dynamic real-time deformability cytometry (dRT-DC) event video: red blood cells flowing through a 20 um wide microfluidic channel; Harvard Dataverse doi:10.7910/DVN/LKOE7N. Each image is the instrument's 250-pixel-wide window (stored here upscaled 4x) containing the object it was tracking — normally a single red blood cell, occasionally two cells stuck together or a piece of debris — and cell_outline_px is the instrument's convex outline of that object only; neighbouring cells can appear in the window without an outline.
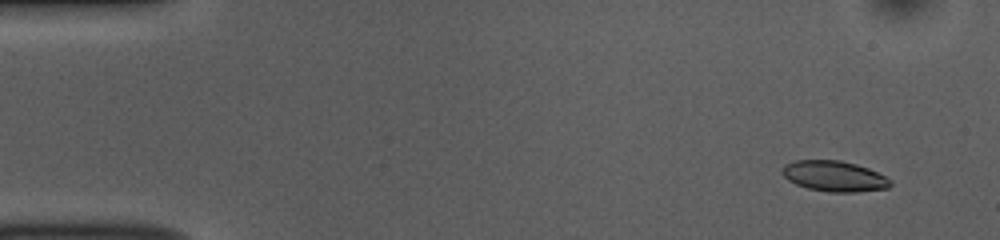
{"species": "common noctule bat (a hibernating species)", "species_latin": "Nyctalus noctula", "temperature_condition": "room temperature", "stored_images_in_passage": 54, "camera_frame_rate_fps": 3000, "um_per_image_px": 0.085, "animal": {"sex": "female", "body_mass_g": 10.0, "forearm_length_mm": 53.1}, "frame": {"image": 1, "passage_image": 4, "time_ms": 1.0, "image_size_px": [1000, 240], "cell_outline_px": [[892, 184], [888, 188], [856, 192], [828, 192], [808, 188], [796, 184], [788, 180], [784, 176], [784, 164], [796, 160], [840, 160], [856, 164], [868, 168], [892, 180]], "centroid_in_image_um": [70.93, 14.98], "position_along_channel_um": 14.1, "area_um2": 19.19}}
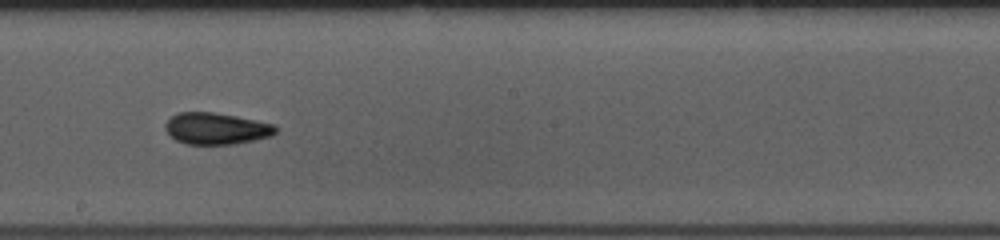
{"frame": {"image": 2, "passage_image": 30, "time_ms": 9.667, "image_size_px": [1000, 240], "cell_outline_px": [[276, 132], [272, 136], [256, 140], [236, 144], [188, 144], [176, 140], [164, 128], [164, 124], [172, 116], [180, 112], [212, 112], [236, 116], [276, 124]], "centroid_in_image_um": [18.42, 10.93], "position_along_channel_um": 229.8, "area_um2": 20.35}}
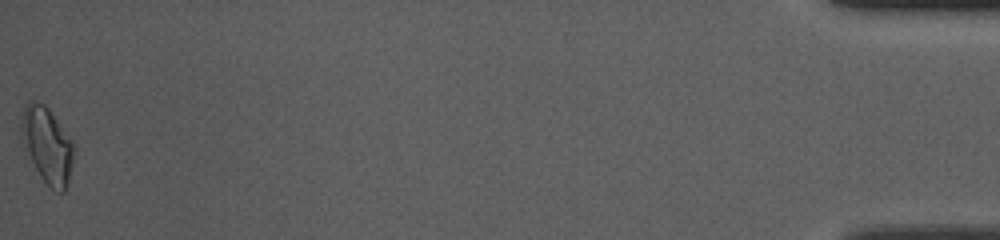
{"frame": {"image": 3, "passage_image": 54, "time_ms": 17.667, "image_size_px": [1000, 240], "cell_outline_px": [[76, 148], [68, 180], [64, 192], [56, 192], [28, 164], [20, 144], [20, 124], [24, 108], [32, 100], [44, 104], [48, 108], [72, 140]], "centroid_in_image_um": [3.96, 12.37], "position_along_channel_um": 431.2, "area_um2": 23.93}, "authors_computed_cell_mechanics": {"area_um2": 19.7965, "velocity_mm_per_s": 3.7194, "shape_relaxation_time_tau1_ms": 6.481, "shape_relaxation_time_tau2_ms": 4.1456, "deformation_change_tau1": 0.1371, "deformation_change_tau2": 0.0842}}